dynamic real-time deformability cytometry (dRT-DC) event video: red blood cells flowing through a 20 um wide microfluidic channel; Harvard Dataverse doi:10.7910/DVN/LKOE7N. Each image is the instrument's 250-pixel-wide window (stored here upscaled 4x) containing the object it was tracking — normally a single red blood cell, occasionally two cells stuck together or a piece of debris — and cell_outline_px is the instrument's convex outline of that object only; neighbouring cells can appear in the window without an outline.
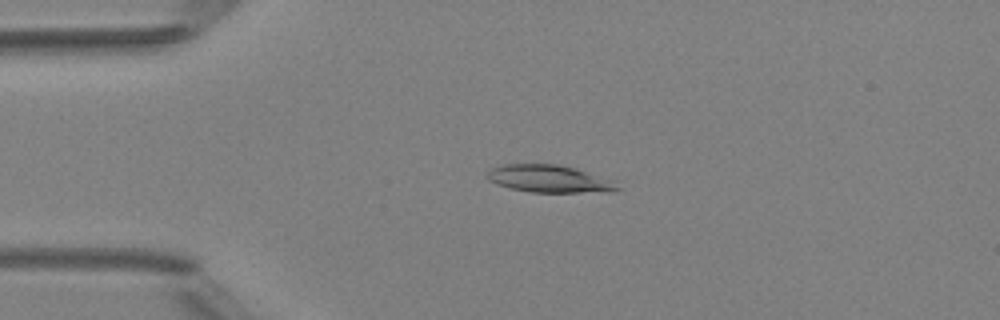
{"species": "Egyptian fruit bat (a non-hibernating species)", "species_latin": "Rousettus aegyptiacus", "temperature_condition": "room temperature", "stored_images_in_passage": 7, "camera_frame_rate_fps": 3000, "um_per_image_px": 0.085, "animal": {"sex": "female"}, "frame": {"image": 1, "passage_image": 3, "time_ms": 3.0, "image_size_px": [1000, 320], "cell_outline_px": [[620, 188], [580, 192], [532, 192], [512, 188], [496, 184], [488, 180], [488, 172], [492, 168], [500, 164], [556, 164], [572, 168], [612, 180]], "centroid_in_image_um": [46.55, 15.18], "position_along_channel_um": 38.5, "area_um2": 20.0}}
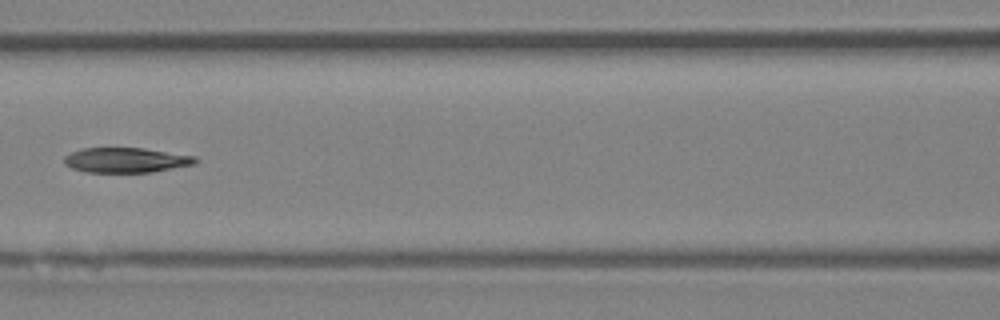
{"frame": {"image": 2, "passage_image": 6, "time_ms": 6.667, "image_size_px": [1000, 320], "cell_outline_px": [[200, 160], [196, 164], [152, 172], [84, 172], [72, 168], [64, 164], [64, 156], [80, 148], [144, 148], [196, 156]], "centroid_in_image_um": [10.73, 13.61], "position_along_channel_um": 155.9, "area_um2": 19.25}}
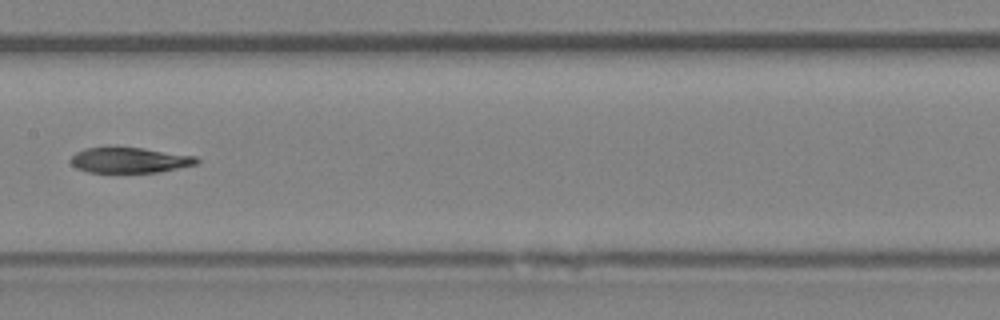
{"frame": {"image": 3, "passage_image": 7, "time_ms": 7.667, "image_size_px": [1000, 320], "cell_outline_px": [[200, 160], [196, 164], [160, 172], [88, 172], [76, 168], [72, 164], [72, 156], [76, 152], [84, 148], [144, 148], [196, 156]], "centroid_in_image_um": [11.04, 13.62], "position_along_channel_um": 196.4, "area_um2": 18.44}}